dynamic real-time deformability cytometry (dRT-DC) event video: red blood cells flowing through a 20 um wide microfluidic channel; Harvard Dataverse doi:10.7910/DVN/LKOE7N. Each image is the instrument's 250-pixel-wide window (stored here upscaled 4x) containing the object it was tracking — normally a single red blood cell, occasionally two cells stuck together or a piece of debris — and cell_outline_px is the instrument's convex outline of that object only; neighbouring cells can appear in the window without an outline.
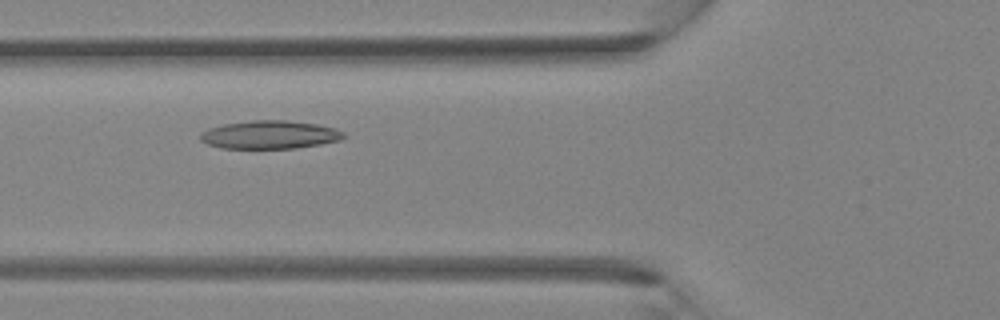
{"species": "Egyptian fruit bat (a non-hibernating species)", "species_latin": "Rousettus aegyptiacus", "temperature_condition": "room temperature", "stored_images_in_passage": 36, "camera_frame_rate_fps": 3000, "um_per_image_px": 0.085, "animal": {"sex": "female"}, "frame": {"image": 1, "passage_image": 11, "time_ms": 3.333, "image_size_px": [1000, 320], "cell_outline_px": [[348, 136], [340, 140], [320, 144], [296, 148], [224, 148], [208, 144], [200, 140], [200, 132], [208, 128], [224, 124], [252, 120], [288, 120], [316, 124], [336, 128], [344, 132]], "centroid_in_image_um": [22.95, 11.44], "position_along_channel_um": 102.8, "area_um2": 23.64}}
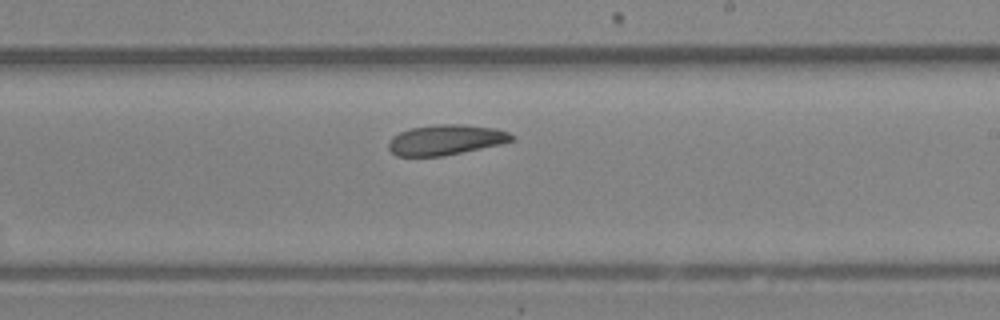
{"frame": {"image": 2, "passage_image": 20, "time_ms": 6.333, "image_size_px": [1000, 320], "cell_outline_px": [[516, 136], [512, 140], [500, 144], [444, 156], [396, 156], [388, 148], [388, 140], [392, 136], [400, 132], [412, 128], [436, 124], [464, 124], [496, 128], [508, 132]], "centroid_in_image_um": [37.88, 11.88], "position_along_channel_um": 251.1, "area_um2": 21.79}}
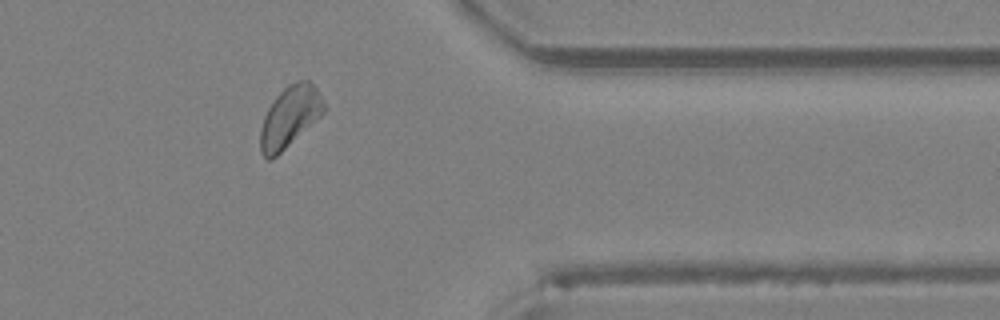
{"frame": {"image": 3, "passage_image": 29, "time_ms": 9.333, "image_size_px": [1000, 320], "cell_outline_px": [[324, 112], [320, 116], [272, 160], [268, 160], [260, 152], [260, 128], [264, 116], [272, 100], [288, 84], [296, 80], [308, 80], [316, 88], [324, 104]], "centroid_in_image_um": [24.59, 9.93], "position_along_channel_um": 386.8, "area_um2": 22.31}}